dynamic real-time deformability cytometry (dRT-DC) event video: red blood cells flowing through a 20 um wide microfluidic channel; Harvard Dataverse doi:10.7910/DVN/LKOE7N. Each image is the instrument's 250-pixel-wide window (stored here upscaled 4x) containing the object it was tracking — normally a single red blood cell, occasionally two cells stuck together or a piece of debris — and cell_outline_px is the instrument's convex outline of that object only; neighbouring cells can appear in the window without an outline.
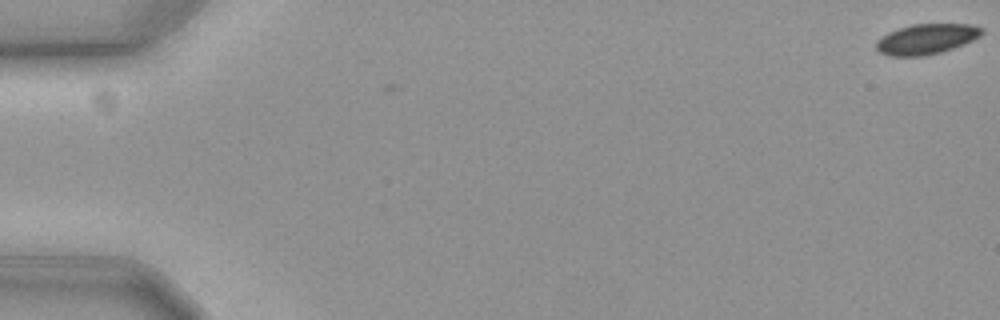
{"species": "common noctule bat (a hibernating species)", "species_latin": "Nyctalus noctula", "temperature_condition": "cold", "stored_images_in_passage": 3, "camera_frame_rate_fps": 3000, "um_per_image_px": 0.085, "animal": {"sex": "female", "body_mass_g": 19.3, "forearm_length_mm": 54.1}, "frame": {"image": 1, "passage_image": 1, "time_ms": 0.0, "image_size_px": [1000, 320], "cell_outline_px": [[984, 32], [980, 36], [964, 44], [940, 52], [924, 56], [888, 56], [880, 52], [876, 48], [876, 40], [888, 32], [912, 24], [972, 24], [984, 28]], "centroid_in_image_um": [78.75, 3.31], "position_along_channel_um": 6.3, "area_um2": 18.67}}